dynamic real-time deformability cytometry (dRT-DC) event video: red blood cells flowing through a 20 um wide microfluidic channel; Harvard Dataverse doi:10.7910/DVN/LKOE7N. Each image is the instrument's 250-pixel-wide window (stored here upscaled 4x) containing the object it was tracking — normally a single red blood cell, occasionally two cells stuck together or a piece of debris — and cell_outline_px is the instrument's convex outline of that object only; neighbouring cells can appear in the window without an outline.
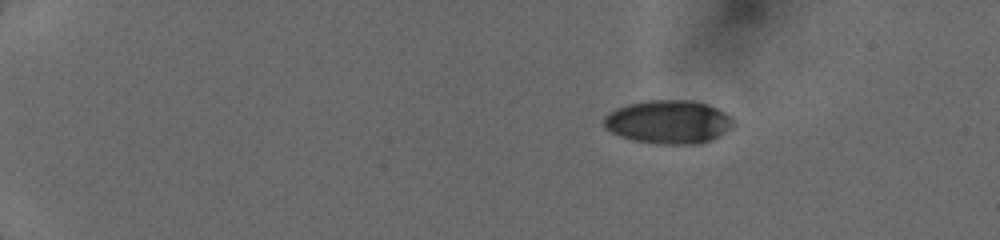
{"species": "human", "species_latin": "Homo sapiens", "temperature_condition": "cold", "stored_images_in_passage": 16, "camera_frame_rate_fps": 3000, "um_per_image_px": 0.085, "donor": {"sex": "female"}, "frame": {"image": 1, "passage_image": 1, "time_ms": 0.0, "image_size_px": [1000, 240], "cell_outline_px": [[736, 124], [712, 140], [700, 144], [656, 144], [632, 140], [620, 136], [604, 128], [604, 116], [608, 112], [616, 108], [628, 104], [648, 100], [692, 100], [708, 104], [724, 112]], "centroid_in_image_um": [56.8, 10.37], "position_along_channel_um": 28.2, "area_um2": 32.95}}
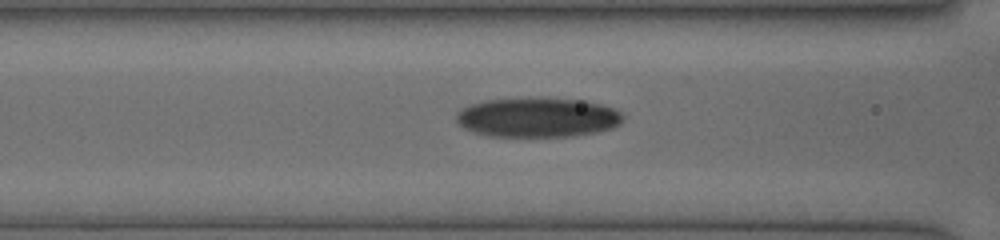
{"frame": {"image": 2, "passage_image": 10, "time_ms": 5.0, "image_size_px": [1000, 240], "cell_outline_px": [[624, 116], [620, 124], [612, 128], [596, 132], [572, 136], [492, 136], [476, 132], [464, 128], [456, 120], [456, 112], [460, 108], [468, 104], [484, 100], [584, 100], [600, 104], [612, 108], [620, 112]], "centroid_in_image_um": [45.68, 10.0], "position_along_channel_um": 120.9, "area_um2": 37.57}}
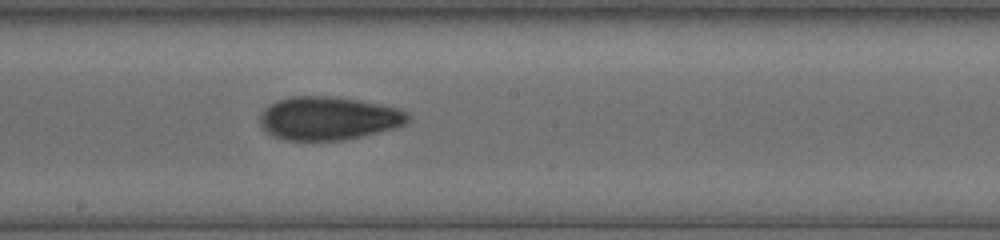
{"frame": {"image": 3, "passage_image": 16, "time_ms": 7.333, "image_size_px": [1000, 240], "cell_outline_px": [[408, 120], [404, 124], [396, 128], [344, 140], [284, 140], [272, 136], [260, 124], [260, 112], [264, 108], [276, 100], [288, 96], [332, 96], [360, 100], [380, 104], [396, 108], [408, 112]], "centroid_in_image_um": [27.88, 10.05], "position_along_channel_um": 220.3, "area_um2": 37.51}}